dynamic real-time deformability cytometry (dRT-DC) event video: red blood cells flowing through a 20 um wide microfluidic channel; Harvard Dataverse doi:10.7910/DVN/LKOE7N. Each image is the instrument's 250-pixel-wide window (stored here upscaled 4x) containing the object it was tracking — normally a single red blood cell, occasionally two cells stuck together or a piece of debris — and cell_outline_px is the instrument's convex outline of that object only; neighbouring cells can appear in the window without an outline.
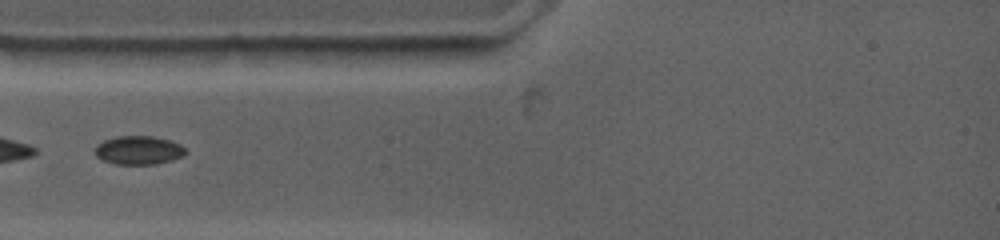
{"species": "common noctule bat (a hibernating species)", "species_latin": "Nyctalus noctula", "temperature_condition": "warm", "stored_images_in_passage": 9, "camera_frame_rate_fps": 4500, "um_per_image_px": 0.085, "animal": {"sex": "female", "body_mass_g": 19.0, "forearm_length_mm": 53.3}, "frame": {"image": 1, "passage_image": 1, "time_ms": 0.0, "image_size_px": [1000, 240], "cell_outline_px": [[184, 152], [180, 156], [168, 160], [152, 164], [116, 164], [104, 160], [96, 156], [96, 144], [104, 140], [116, 136], [152, 136], [168, 140], [180, 144], [184, 148]], "centroid_in_image_um": [11.72, 12.75], "position_along_channel_um": 73.3, "area_um2": 14.68}}
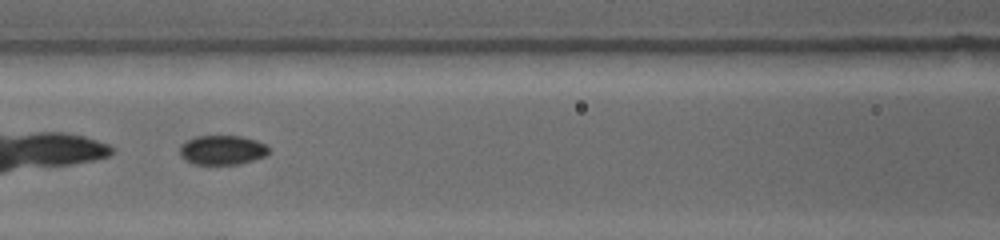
{"frame": {"image": 2, "passage_image": 3, "time_ms": 2.0, "image_size_px": [1000, 240], "cell_outline_px": [[268, 152], [264, 156], [240, 164], [192, 164], [184, 160], [180, 156], [180, 144], [196, 136], [240, 136], [256, 140], [264, 144], [268, 148]], "centroid_in_image_um": [18.84, 12.75], "position_along_channel_um": 147.8, "area_um2": 15.2}}
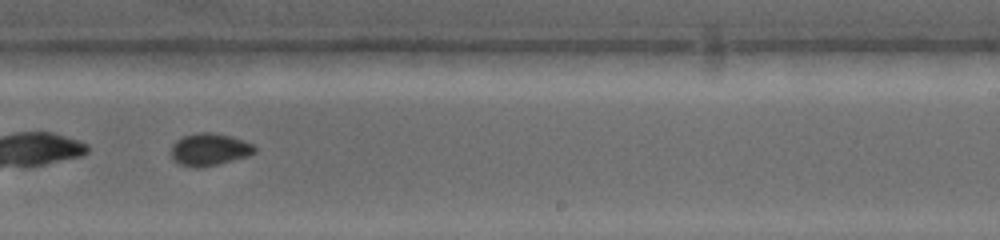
{"frame": {"image": 3, "passage_image": 6, "time_ms": 5.333, "image_size_px": [1000, 240], "cell_outline_px": [[256, 152], [248, 156], [220, 164], [200, 168], [192, 168], [180, 164], [172, 156], [172, 144], [176, 140], [184, 136], [196, 132], [212, 132], [232, 136], [252, 144], [256, 148]], "centroid_in_image_um": [17.82, 12.71], "position_along_channel_um": 271.2, "area_um2": 15.84}}